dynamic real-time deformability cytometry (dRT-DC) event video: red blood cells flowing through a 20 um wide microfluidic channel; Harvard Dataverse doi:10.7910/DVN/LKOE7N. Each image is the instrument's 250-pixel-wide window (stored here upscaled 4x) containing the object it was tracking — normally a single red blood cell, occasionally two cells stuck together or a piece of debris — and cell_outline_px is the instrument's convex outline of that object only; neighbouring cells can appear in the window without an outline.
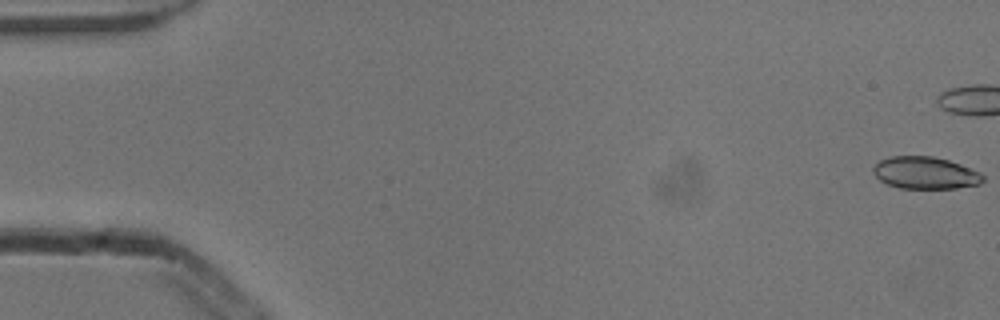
{"species": "common noctule bat (a hibernating species)", "species_latin": "Nyctalus noctula", "temperature_condition": "cold", "stored_images_in_passage": 43, "camera_frame_rate_fps": 3000, "um_per_image_px": 0.085, "animal": {"sex": "male", "body_mass_g": 13.3}, "frame": {"image": 1, "passage_image": 1, "time_ms": 0.0, "image_size_px": [1000, 320], "cell_outline_px": [[984, 180], [980, 184], [956, 188], [900, 188], [888, 184], [880, 180], [872, 172], [872, 168], [880, 160], [888, 156], [932, 156], [948, 160], [960, 164], [980, 172], [984, 176]], "centroid_in_image_um": [78.64, 14.69], "position_along_channel_um": 6.4, "area_um2": 20.58}}
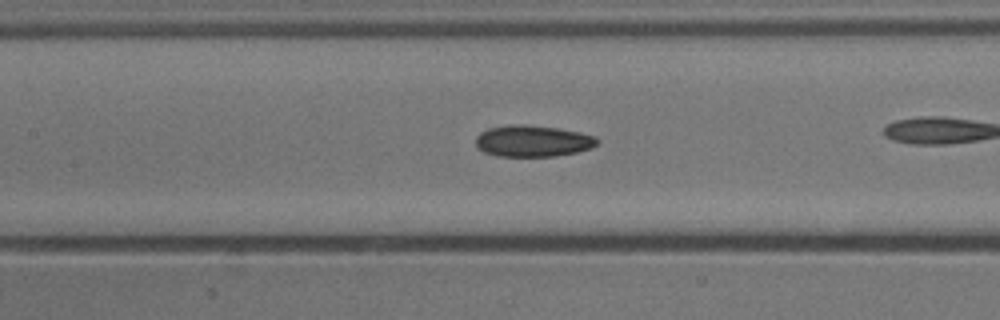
{"frame": {"image": 2, "passage_image": 25, "time_ms": 8.0, "image_size_px": [1000, 320], "cell_outline_px": [[600, 140], [592, 148], [576, 152], [556, 156], [496, 156], [484, 152], [476, 144], [476, 136], [480, 132], [488, 128], [508, 124], [524, 124], [556, 128], [580, 132], [596, 136]], "centroid_in_image_um": [45.29, 11.98], "position_along_channel_um": 162.1, "area_um2": 22.37}}
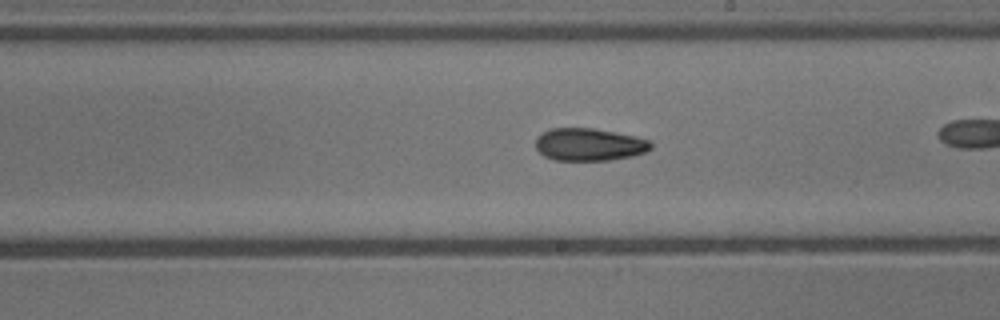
{"frame": {"image": 3, "passage_image": 31, "time_ms": 10.0, "image_size_px": [1000, 320], "cell_outline_px": [[652, 148], [644, 152], [632, 156], [608, 160], [552, 160], [544, 156], [536, 148], [536, 136], [552, 128], [592, 128], [636, 136], [652, 140]], "centroid_in_image_um": [50.09, 12.28], "position_along_channel_um": 238.9, "area_um2": 21.91}}